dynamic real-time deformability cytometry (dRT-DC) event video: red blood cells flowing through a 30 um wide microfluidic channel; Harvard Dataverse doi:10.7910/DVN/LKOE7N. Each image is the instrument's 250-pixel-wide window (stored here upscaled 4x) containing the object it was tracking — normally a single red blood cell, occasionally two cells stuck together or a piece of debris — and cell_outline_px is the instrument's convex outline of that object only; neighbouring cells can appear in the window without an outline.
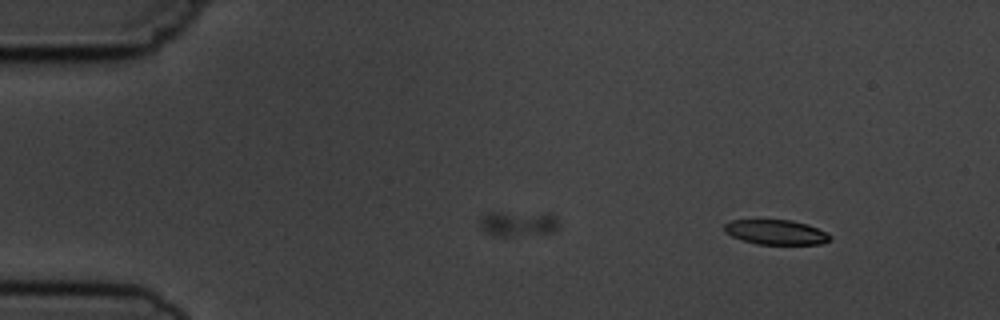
{"species": "common noctule bat (a hibernating species)", "species_latin": "Nyctalus noctula", "temperature_condition": "cold", "stored_images_in_passage": 5, "segment_of_instrument_passage": [1, 2], "camera_frame_rate_fps": 3000, "um_per_image_px": 0.085, "animal": {"sex": "male", "body_mass_g": 19.5, "forearm_length_mm": 54.6}, "frame": {"image": 1, "passage_image": 1, "time_ms": 0.0, "image_size_px": [1000, 320], "cell_outline_px": [[832, 240], [820, 244], [756, 244], [732, 236], [724, 232], [724, 224], [732, 220], [792, 220], [808, 224], [832, 236]], "centroid_in_image_um": [65.96, 19.73], "position_along_channel_um": 19.0, "area_um2": 15.2}}
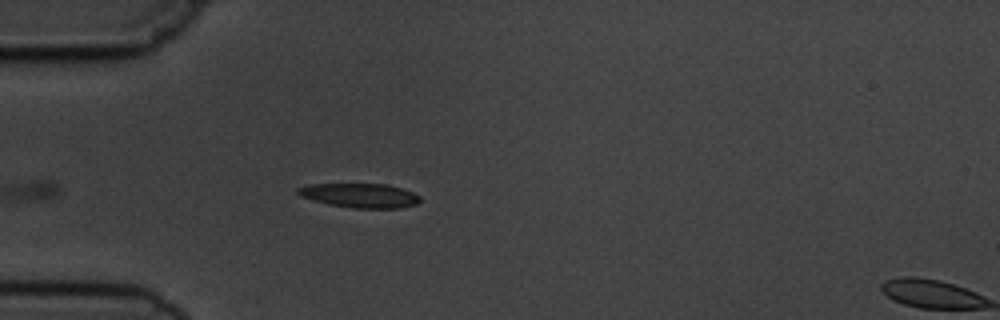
{"frame": {"image": 2, "passage_image": 4, "time_ms": 3.333, "image_size_px": [1000, 320], "cell_outline_px": [[420, 200], [416, 204], [400, 208], [352, 208], [332, 204], [300, 196], [296, 192], [296, 188], [308, 184], [388, 184], [412, 192], [420, 196]], "centroid_in_image_um": [30.6, 16.61], "position_along_channel_um": 54.4, "area_um2": 17.11}}